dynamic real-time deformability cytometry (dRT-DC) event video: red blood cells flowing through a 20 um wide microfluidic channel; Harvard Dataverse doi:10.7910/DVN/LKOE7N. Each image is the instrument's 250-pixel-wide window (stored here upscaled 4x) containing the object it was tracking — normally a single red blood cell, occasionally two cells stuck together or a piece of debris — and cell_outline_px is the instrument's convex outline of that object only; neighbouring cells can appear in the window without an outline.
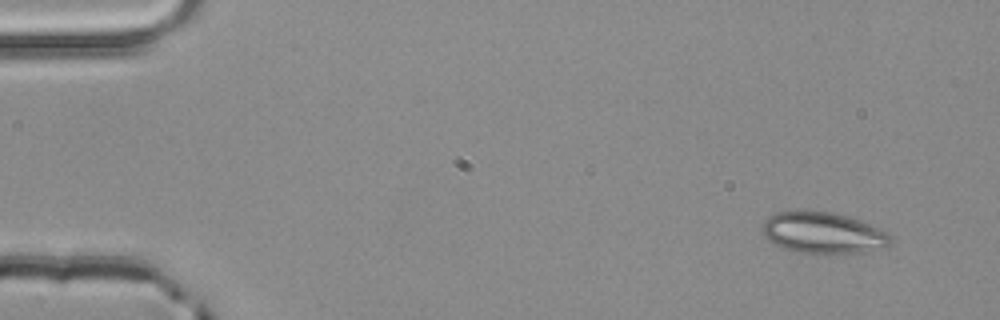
{"species": "common noctule bat (a hibernating species)", "species_latin": "Nyctalus noctula", "temperature_condition": "room temperature", "stored_images_in_passage": 4, "segment_of_instrument_passage": [1, 2], "camera_frame_rate_fps": 3000, "um_per_image_px": 0.085, "animal": {"sex": "male", "body_mass_g": 20.4}, "frame": {"image": 1, "passage_image": 1, "time_ms": 0.0, "image_size_px": [1000, 320], "cell_outline_px": [[892, 240], [888, 248], [864, 252], [796, 252], [784, 248], [768, 240], [760, 232], [760, 224], [768, 216], [776, 212], [800, 208], [832, 212], [848, 216], [888, 232]], "centroid_in_image_um": [69.9, 19.74], "position_along_channel_um": 15.1, "area_um2": 31.39}}